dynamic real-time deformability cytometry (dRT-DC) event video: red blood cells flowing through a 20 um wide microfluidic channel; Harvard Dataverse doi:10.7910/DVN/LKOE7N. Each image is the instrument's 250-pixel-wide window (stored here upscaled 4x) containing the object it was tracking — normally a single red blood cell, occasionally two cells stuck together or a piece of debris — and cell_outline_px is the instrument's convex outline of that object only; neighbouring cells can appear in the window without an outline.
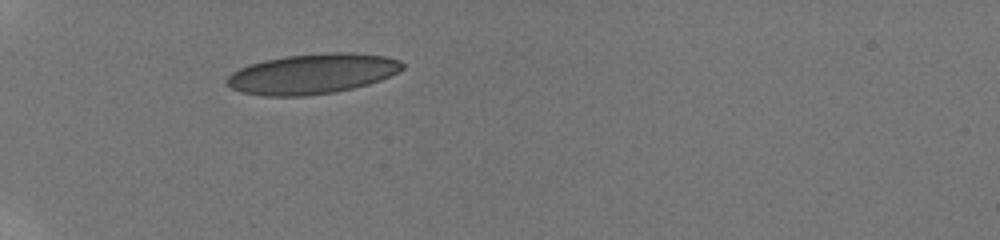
{"species": "human", "species_latin": "Homo sapiens", "temperature_condition": "room temperature", "stored_images_in_passage": 15, "camera_frame_rate_fps": 3000, "um_per_image_px": 0.085, "donor": {"sex": "male"}, "frame": {"image": 1, "passage_image": 1, "time_ms": 0.0, "image_size_px": [1000, 240], "cell_outline_px": [[404, 68], [380, 80], [368, 84], [336, 92], [304, 96], [260, 96], [244, 92], [232, 88], [228, 84], [228, 76], [232, 72], [248, 64], [264, 60], [284, 56], [328, 52], [352, 52], [384, 56], [400, 60], [404, 64]], "centroid_in_image_um": [26.55, 6.27], "position_along_channel_um": 58.4, "area_um2": 40.98}}
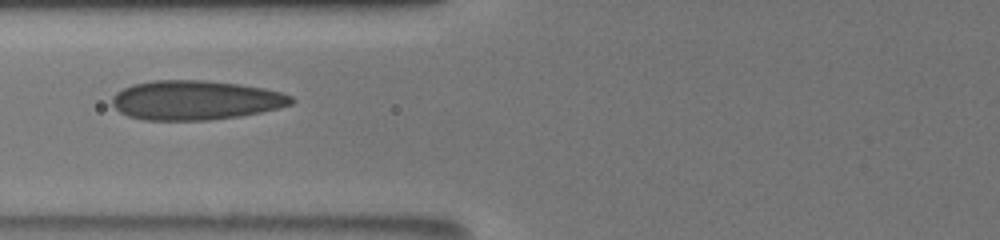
{"frame": {"image": 2, "passage_image": 14, "time_ms": 2.0, "image_size_px": [1000, 240], "cell_outline_px": [[292, 104], [260, 112], [240, 116], [208, 120], [144, 120], [128, 116], [120, 112], [112, 104], [112, 96], [116, 92], [132, 84], [152, 80], [204, 80], [240, 84], [264, 88], [280, 92], [292, 96]], "centroid_in_image_um": [16.58, 8.51], "position_along_channel_um": 109.2, "area_um2": 41.1}}